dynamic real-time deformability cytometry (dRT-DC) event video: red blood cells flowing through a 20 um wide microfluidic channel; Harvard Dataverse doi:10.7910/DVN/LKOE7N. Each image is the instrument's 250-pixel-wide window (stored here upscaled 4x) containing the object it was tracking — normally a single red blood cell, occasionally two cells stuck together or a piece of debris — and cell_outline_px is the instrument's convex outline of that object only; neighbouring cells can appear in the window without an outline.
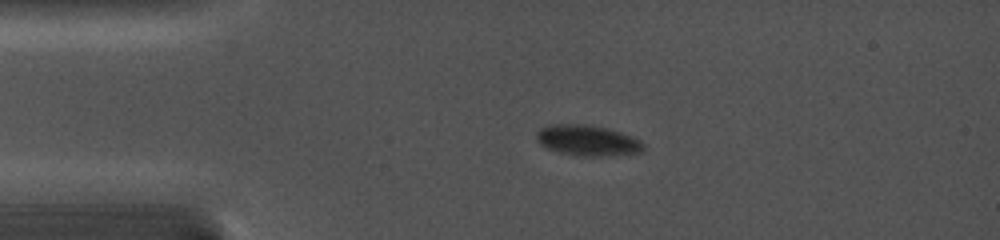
{"species": "common noctule bat (a hibernating species)", "species_latin": "Nyctalus noctula", "temperature_condition": "cold", "stored_images_in_passage": 2, "camera_frame_rate_fps": 5000, "um_per_image_px": 0.085, "animal": {"sex": "female", "body_mass_g": 19.0, "forearm_length_mm": 56.7}, "frame": {"image": 1, "passage_image": 1, "time_ms": 0.0, "image_size_px": [1000, 240], "cell_outline_px": [[644, 152], [600, 156], [576, 156], [544, 148], [536, 140], [536, 132], [540, 128], [548, 124], [584, 124], [604, 128], [620, 132], [632, 136], [640, 140], [644, 144]], "centroid_in_image_um": [49.9, 11.94], "position_along_channel_um": 35.1, "area_um2": 19.25}}